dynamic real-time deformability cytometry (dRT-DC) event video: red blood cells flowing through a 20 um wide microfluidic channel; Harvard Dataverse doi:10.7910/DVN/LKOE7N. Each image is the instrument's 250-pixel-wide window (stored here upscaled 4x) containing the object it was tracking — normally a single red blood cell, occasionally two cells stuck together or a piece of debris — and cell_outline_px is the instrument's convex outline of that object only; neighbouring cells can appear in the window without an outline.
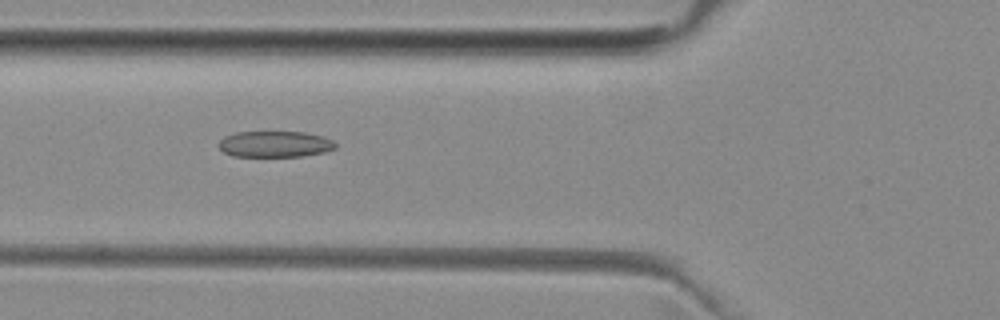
{"species": "common noctule bat (a hibernating species)", "species_latin": "Nyctalus noctula", "temperature_condition": "room temperature", "stored_images_in_passage": 36, "camera_frame_rate_fps": 3000, "um_per_image_px": 0.085, "animal": {"sex": "female", "body_mass_g": 29.2, "forearm_length_mm": 56.3}, "frame": {"image": 1, "passage_image": 3, "time_ms": 0.667, "image_size_px": [1000, 320], "cell_outline_px": [[336, 148], [324, 152], [300, 156], [232, 156], [224, 152], [220, 148], [220, 140], [224, 136], [236, 132], [304, 132], [324, 136], [332, 140], [336, 144]], "centroid_in_image_um": [23.38, 12.24], "position_along_channel_um": 102.4, "area_um2": 17.69}}
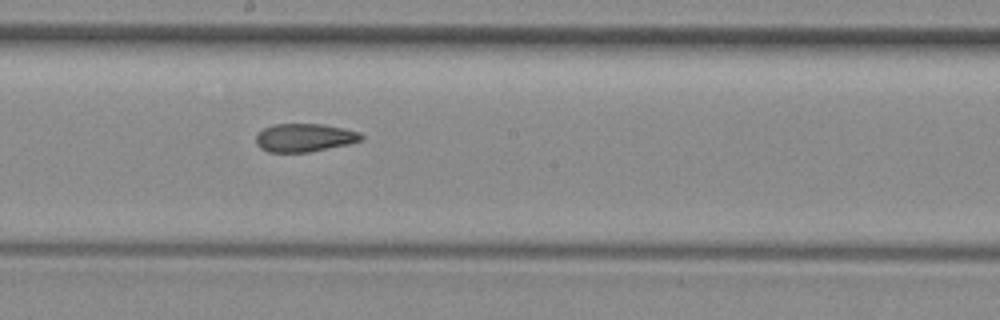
{"frame": {"image": 2, "passage_image": 12, "time_ms": 3.667, "image_size_px": [1000, 320], "cell_outline_px": [[364, 136], [360, 140], [348, 144], [312, 152], [268, 152], [260, 148], [256, 144], [256, 132], [272, 124], [320, 124], [360, 132]], "centroid_in_image_um": [25.83, 11.71], "position_along_channel_um": 222.4, "area_um2": 17.34}}
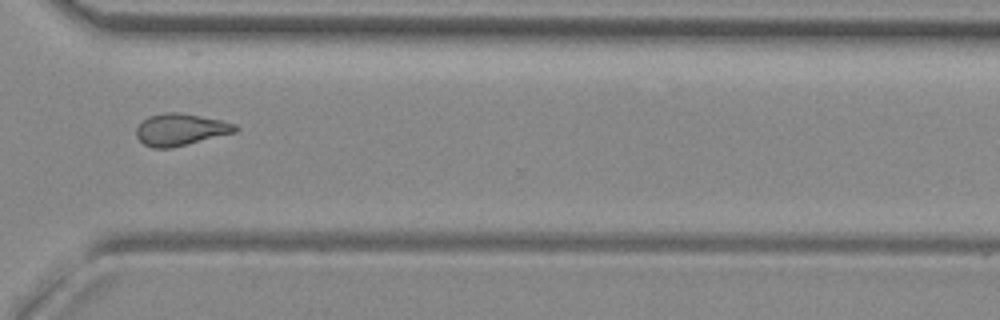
{"frame": {"image": 3, "passage_image": 22, "time_ms": 7.0, "image_size_px": [1000, 320], "cell_outline_px": [[240, 128], [236, 132], [172, 148], [152, 148], [144, 144], [136, 136], [136, 128], [148, 116], [164, 112], [180, 112], [220, 120], [236, 124]], "centroid_in_image_um": [15.35, 11.01], "position_along_channel_um": 355.3, "area_um2": 18.44}}